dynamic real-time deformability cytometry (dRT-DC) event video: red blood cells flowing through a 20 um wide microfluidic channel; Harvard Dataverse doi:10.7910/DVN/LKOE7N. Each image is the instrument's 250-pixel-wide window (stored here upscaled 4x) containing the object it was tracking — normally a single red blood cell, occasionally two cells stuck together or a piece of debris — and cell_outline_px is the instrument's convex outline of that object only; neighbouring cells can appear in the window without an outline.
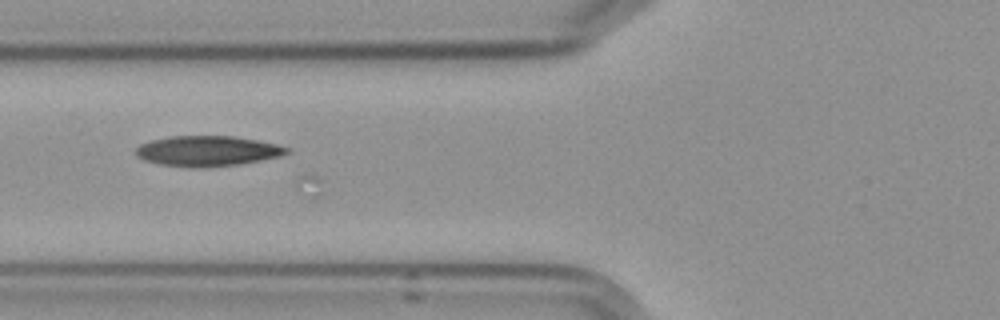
{"species": "Egyptian fruit bat (a non-hibernating species)", "species_latin": "Rousettus aegyptiacus", "temperature_condition": "cold", "stored_images_in_passage": 4, "camera_frame_rate_fps": 3000, "um_per_image_px": 0.085, "frame": {"image": 1, "passage_image": 3, "time_ms": 2.333, "image_size_px": [1000, 320], "cell_outline_px": [[292, 152], [280, 156], [240, 164], [204, 168], [188, 168], [160, 164], [144, 160], [136, 156], [136, 148], [140, 144], [152, 140], [168, 136], [232, 136], [256, 140], [276, 144], [292, 148]], "centroid_in_image_um": [17.64, 12.84], "position_along_channel_um": 108.2, "area_um2": 26.93}}